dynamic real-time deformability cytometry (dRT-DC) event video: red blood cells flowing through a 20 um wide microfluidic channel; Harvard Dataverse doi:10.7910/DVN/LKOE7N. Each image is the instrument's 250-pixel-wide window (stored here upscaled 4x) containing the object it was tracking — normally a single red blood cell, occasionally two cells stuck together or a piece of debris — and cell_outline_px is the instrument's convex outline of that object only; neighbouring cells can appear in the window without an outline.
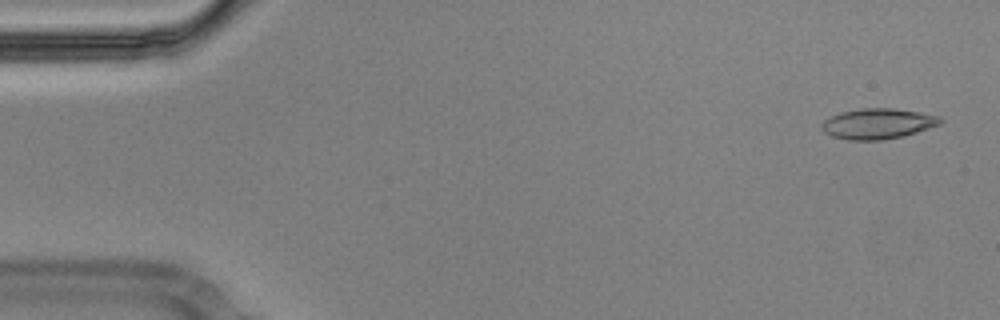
{"species": "Egyptian fruit bat (a non-hibernating species)", "species_latin": "Rousettus aegyptiacus", "temperature_condition": "cold", "stored_images_in_passage": 55, "camera_frame_rate_fps": 3000, "um_per_image_px": 0.085, "animal": {"sex": "male"}, "frame": {"image": 1, "passage_image": 2, "time_ms": 0.333, "image_size_px": [1000, 320], "cell_outline_px": [[944, 120], [940, 124], [904, 136], [880, 140], [848, 140], [832, 136], [824, 132], [820, 128], [820, 124], [824, 120], [840, 112], [860, 108], [892, 108], [940, 116]], "centroid_in_image_um": [74.58, 10.51], "position_along_channel_um": 10.4, "area_um2": 21.04}}
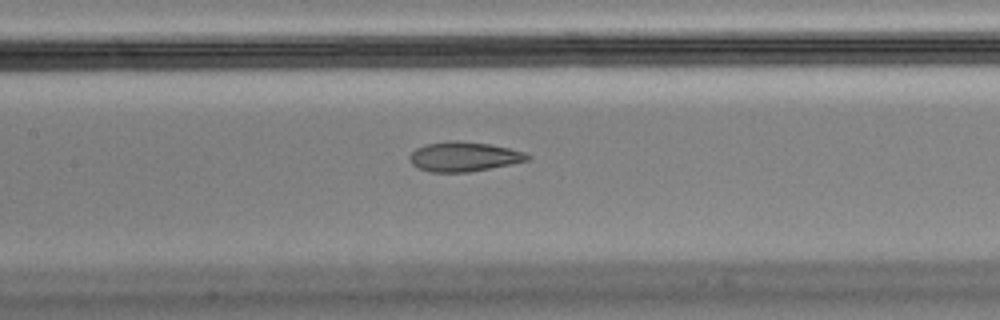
{"frame": {"image": 2, "passage_image": 25, "time_ms": 8.0, "image_size_px": [1000, 320], "cell_outline_px": [[532, 156], [528, 160], [512, 164], [468, 172], [432, 172], [420, 168], [412, 164], [408, 156], [416, 148], [428, 144], [452, 140], [456, 140], [492, 144], [524, 152]], "centroid_in_image_um": [39.45, 13.31], "position_along_channel_um": 168.0, "area_um2": 20.23}}
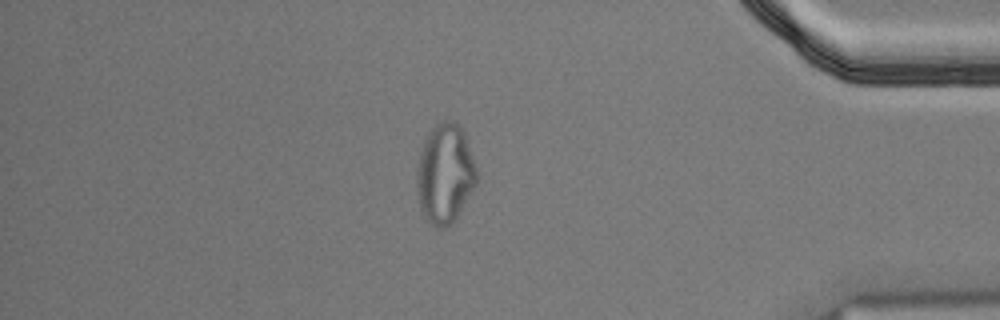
{"frame": {"image": 3, "passage_image": 47, "time_ms": 15.333, "image_size_px": [1000, 320], "cell_outline_px": [[476, 184], [456, 220], [448, 228], [436, 228], [420, 212], [416, 188], [416, 172], [420, 152], [424, 140], [428, 132], [440, 120], [452, 120], [460, 124], [464, 132], [476, 168]], "centroid_in_image_um": [37.8, 14.78], "position_along_channel_um": 397.4, "area_um2": 35.2}, "authors_computed_cell_mechanics": {"area_um2": 21.1548, "velocity_mm_per_s": 3.5975, "shape_relaxation_time_tau1_ms": null, "shape_relaxation_time_tau2_ms": 1.6793, "deformation_change_tau1": null, "deformation_change_tau2": 0.0826}}